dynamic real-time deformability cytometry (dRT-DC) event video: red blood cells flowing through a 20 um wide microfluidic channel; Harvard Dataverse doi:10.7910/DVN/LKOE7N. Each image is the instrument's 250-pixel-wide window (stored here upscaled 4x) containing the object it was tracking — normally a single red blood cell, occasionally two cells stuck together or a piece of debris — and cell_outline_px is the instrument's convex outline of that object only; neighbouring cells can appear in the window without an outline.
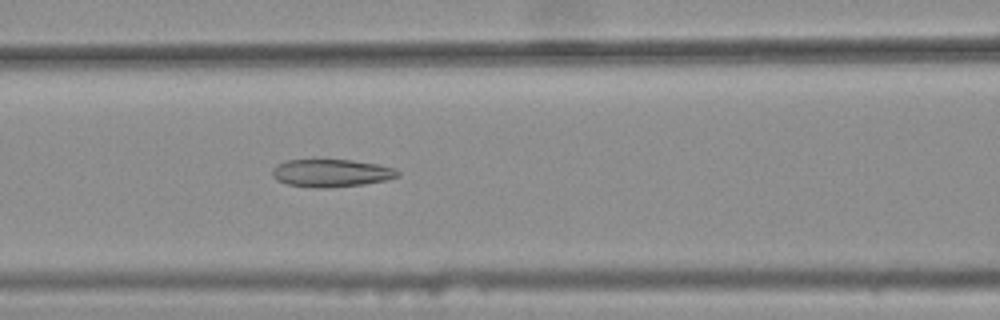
{"species": "common noctule bat (a hibernating species)", "species_latin": "Nyctalus noctula", "temperature_condition": "warm", "stored_images_in_passage": 36, "camera_frame_rate_fps": 3000, "um_per_image_px": 0.085, "animal": {"sex": "female", "body_mass_g": 25.1}, "frame": {"image": 1, "passage_image": 16, "time_ms": 5.0, "image_size_px": [1000, 320], "cell_outline_px": [[400, 176], [384, 180], [364, 184], [324, 188], [316, 188], [288, 184], [276, 180], [272, 176], [272, 168], [276, 164], [284, 160], [352, 160], [376, 164], [392, 168], [400, 172]], "centroid_in_image_um": [28.1, 14.71], "position_along_channel_um": 138.5, "area_um2": 20.17}}
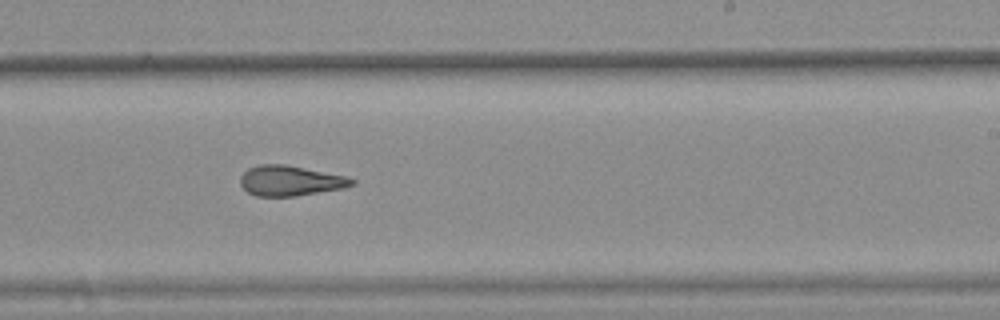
{"frame": {"image": 2, "passage_image": 26, "time_ms": 8.333, "image_size_px": [1000, 320], "cell_outline_px": [[356, 184], [344, 188], [296, 196], [256, 196], [248, 192], [240, 184], [240, 176], [248, 168], [260, 164], [284, 164], [344, 176], [356, 180]], "centroid_in_image_um": [24.66, 15.37], "position_along_channel_um": 264.3, "area_um2": 19.54}}
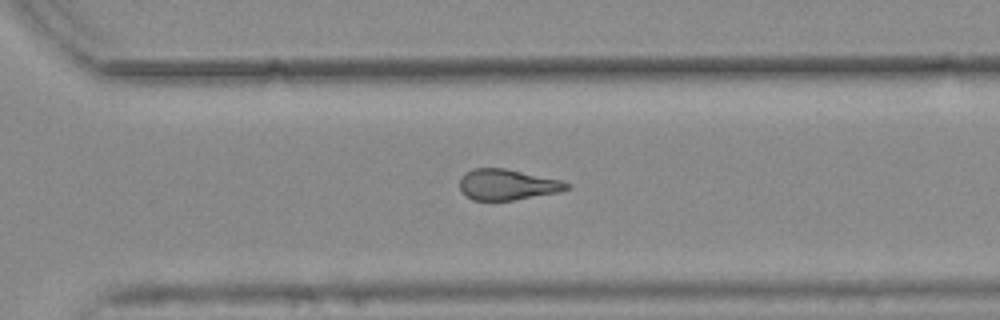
{"frame": {"image": 3, "passage_image": 31, "time_ms": 10.0, "image_size_px": [1000, 320], "cell_outline_px": [[572, 188], [560, 192], [512, 200], [472, 200], [464, 196], [460, 192], [460, 176], [464, 172], [472, 168], [504, 168], [560, 180], [572, 184]], "centroid_in_image_um": [43.09, 15.69], "position_along_channel_um": 327.5, "area_um2": 19.42}, "authors_computed_cell_mechanics": {"area_um2": 20.0855, "velocity_mm_per_s": 3.7853, "shape_relaxation_time_tau1_ms": null, "shape_relaxation_time_tau2_ms": 3.8018, "deformation_change_tau1": null, "deformation_change_tau2": 0.1418}}